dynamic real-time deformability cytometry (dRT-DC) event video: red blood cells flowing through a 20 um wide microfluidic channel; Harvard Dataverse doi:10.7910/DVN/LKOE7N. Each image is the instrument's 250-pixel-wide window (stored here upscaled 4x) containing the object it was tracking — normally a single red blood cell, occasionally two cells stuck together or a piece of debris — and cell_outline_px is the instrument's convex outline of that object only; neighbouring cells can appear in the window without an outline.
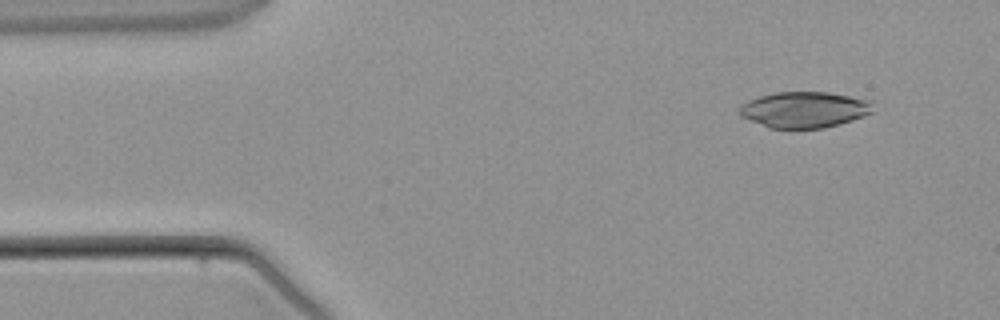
{"species": "common noctule bat (a hibernating species)", "species_latin": "Nyctalus noctula", "temperature_condition": "warm", "stored_images_in_passage": 3, "camera_frame_rate_fps": 3000, "um_per_image_px": 0.085, "animal": {"sex": "male", "body_mass_g": 21.5, "forearm_length_mm": 52.0}, "frame": {"image": 1, "passage_image": 1, "time_ms": 0.0, "image_size_px": [1000, 320], "cell_outline_px": [[872, 112], [864, 116], [840, 124], [824, 128], [768, 128], [740, 116], [740, 104], [748, 100], [760, 96], [776, 92], [828, 92], [872, 100]], "centroid_in_image_um": [68.37, 9.32], "position_along_channel_um": 16.6, "area_um2": 28.09}}